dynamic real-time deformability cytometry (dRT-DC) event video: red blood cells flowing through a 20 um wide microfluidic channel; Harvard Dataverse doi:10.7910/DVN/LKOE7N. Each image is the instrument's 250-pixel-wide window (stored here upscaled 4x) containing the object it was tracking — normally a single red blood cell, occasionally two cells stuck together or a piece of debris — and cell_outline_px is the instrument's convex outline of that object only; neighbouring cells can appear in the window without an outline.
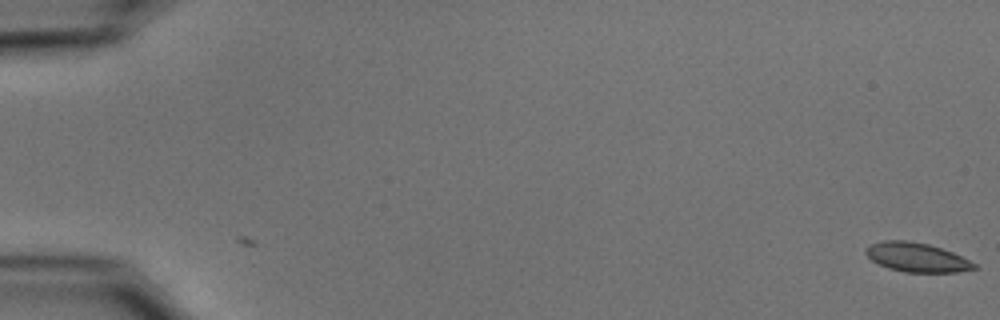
{"species": "common noctule bat (a hibernating species)", "species_latin": "Nyctalus noctula", "temperature_condition": "cold", "stored_images_in_passage": 4, "camera_frame_rate_fps": 3000, "um_per_image_px": 0.085, "animal": {"sex": "male", "body_mass_g": 15.6}, "frame": {"image": 1, "passage_image": 4, "time_ms": 1.0, "image_size_px": [1000, 320], "cell_outline_px": [[980, 268], [956, 272], [904, 272], [888, 268], [872, 260], [864, 252], [872, 244], [884, 240], [908, 240], [928, 244], [952, 252], [976, 264]], "centroid_in_image_um": [77.94, 21.88], "position_along_channel_um": 7.1, "area_um2": 18.21}}